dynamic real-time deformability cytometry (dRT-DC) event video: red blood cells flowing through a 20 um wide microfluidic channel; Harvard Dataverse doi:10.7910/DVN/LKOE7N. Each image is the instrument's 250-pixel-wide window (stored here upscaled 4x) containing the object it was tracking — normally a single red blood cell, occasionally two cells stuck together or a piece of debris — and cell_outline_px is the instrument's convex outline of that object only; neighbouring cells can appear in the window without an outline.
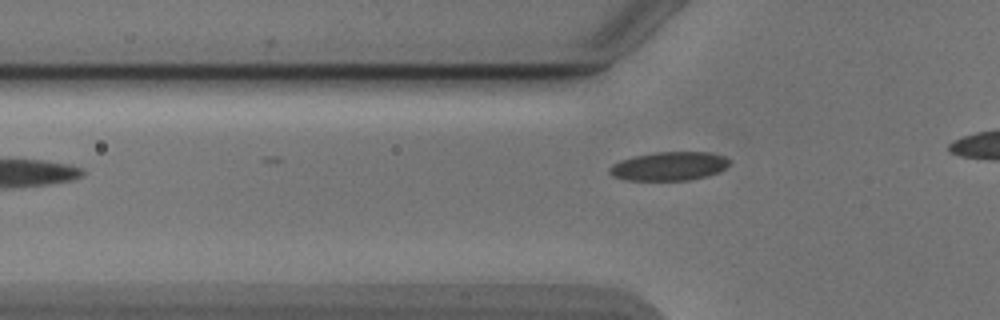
{"species": "Egyptian fruit bat (a non-hibernating species)", "species_latin": "Rousettus aegyptiacus", "temperature_condition": "cold", "stored_images_in_passage": 18, "camera_frame_rate_fps": 3000, "um_per_image_px": 0.085, "animal": {"sex": "male"}, "frame": {"image": 1, "passage_image": 2, "time_ms": 0.333, "image_size_px": [1000, 320], "cell_outline_px": [[728, 164], [720, 172], [688, 180], [624, 180], [612, 176], [608, 172], [608, 168], [612, 164], [620, 160], [632, 156], [656, 152], [708, 152], [724, 156], [728, 160]], "centroid_in_image_um": [56.8, 14.12], "position_along_channel_um": 69.0, "area_um2": 20.06}}
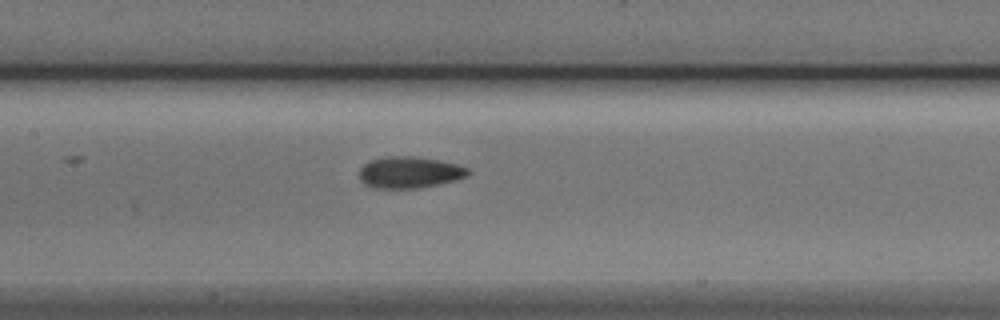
{"frame": {"image": 2, "passage_image": 10, "time_ms": 3.0, "image_size_px": [1000, 320], "cell_outline_px": [[472, 172], [468, 176], [436, 184], [416, 188], [372, 188], [364, 184], [360, 180], [360, 168], [368, 160], [384, 156], [416, 156], [440, 160], [460, 164], [468, 168]], "centroid_in_image_um": [34.8, 14.63], "position_along_channel_um": 172.6, "area_um2": 20.17}}
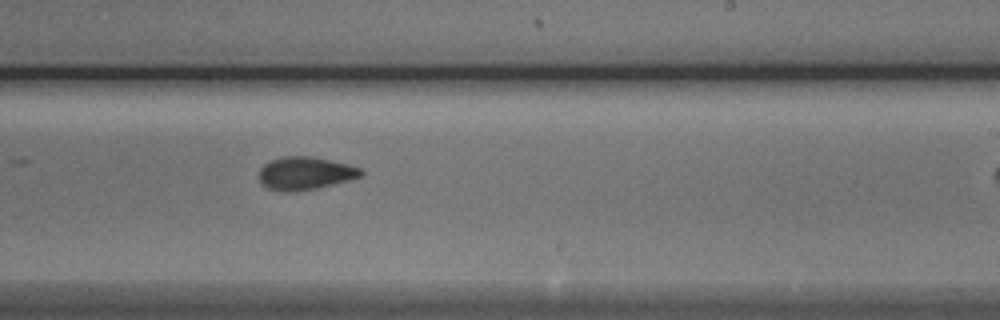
{"frame": {"image": 3, "passage_image": 17, "time_ms": 5.333, "image_size_px": [1000, 320], "cell_outline_px": [[364, 172], [360, 176], [348, 180], [316, 188], [288, 192], [268, 188], [260, 184], [260, 168], [264, 164], [272, 160], [284, 156], [312, 156], [348, 164], [360, 168]], "centroid_in_image_um": [25.92, 14.72], "position_along_channel_um": 263.1, "area_um2": 19.31}}